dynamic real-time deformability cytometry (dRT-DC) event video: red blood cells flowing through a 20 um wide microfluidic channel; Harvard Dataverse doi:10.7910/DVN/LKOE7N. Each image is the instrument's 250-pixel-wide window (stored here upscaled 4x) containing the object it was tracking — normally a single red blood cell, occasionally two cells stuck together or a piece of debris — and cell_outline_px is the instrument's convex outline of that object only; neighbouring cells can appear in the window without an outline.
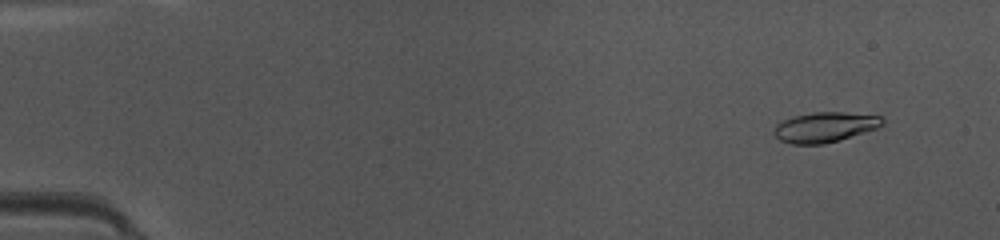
{"species": "common noctule bat (a hibernating species)", "species_latin": "Nyctalus noctula", "temperature_condition": "warm", "stored_images_in_passage": 48, "camera_frame_rate_fps": 3000, "um_per_image_px": 0.085, "animal": {"sex": "female", "body_mass_g": 10.0, "forearm_length_mm": 53.1}, "frame": {"image": 1, "passage_image": 4, "time_ms": 1.0, "image_size_px": [1000, 240], "cell_outline_px": [[884, 124], [876, 128], [840, 140], [824, 144], [792, 144], [780, 140], [772, 132], [776, 124], [792, 116], [812, 112], [844, 112], [880, 116], [884, 120]], "centroid_in_image_um": [70.09, 10.8], "position_along_channel_um": 14.9, "area_um2": 19.02}}
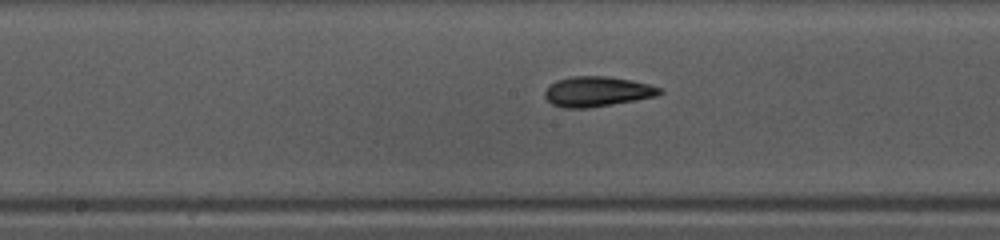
{"frame": {"image": 2, "passage_image": 25, "time_ms": 8.0, "image_size_px": [1000, 240], "cell_outline_px": [[664, 92], [656, 96], [636, 100], [588, 108], [560, 108], [552, 104], [544, 96], [544, 92], [548, 84], [556, 80], [572, 76], [608, 76], [632, 80], [648, 84], [660, 88]], "centroid_in_image_um": [50.72, 7.78], "position_along_channel_um": 197.5, "area_um2": 20.29}}
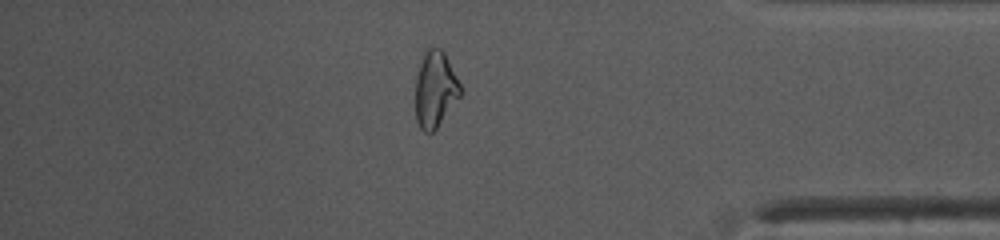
{"frame": {"image": 3, "passage_image": 41, "time_ms": 13.333, "image_size_px": [1000, 240], "cell_outline_px": [[460, 96], [436, 128], [432, 132], [424, 132], [420, 128], [416, 120], [416, 76], [424, 48], [440, 48], [444, 52], [460, 84]], "centroid_in_image_um": [36.96, 7.57], "position_along_channel_um": 398.2, "area_um2": 19.71}, "authors_computed_cell_mechanics": {"area_um2": 19.5075, "velocity_mm_per_s": 4.2083, "shape_relaxation_time_tau1_ms": 5.8285, "shape_relaxation_time_tau2_ms": 2.0009, "deformation_change_tau1": 0.2064, "deformation_change_tau2": 0.0911}}